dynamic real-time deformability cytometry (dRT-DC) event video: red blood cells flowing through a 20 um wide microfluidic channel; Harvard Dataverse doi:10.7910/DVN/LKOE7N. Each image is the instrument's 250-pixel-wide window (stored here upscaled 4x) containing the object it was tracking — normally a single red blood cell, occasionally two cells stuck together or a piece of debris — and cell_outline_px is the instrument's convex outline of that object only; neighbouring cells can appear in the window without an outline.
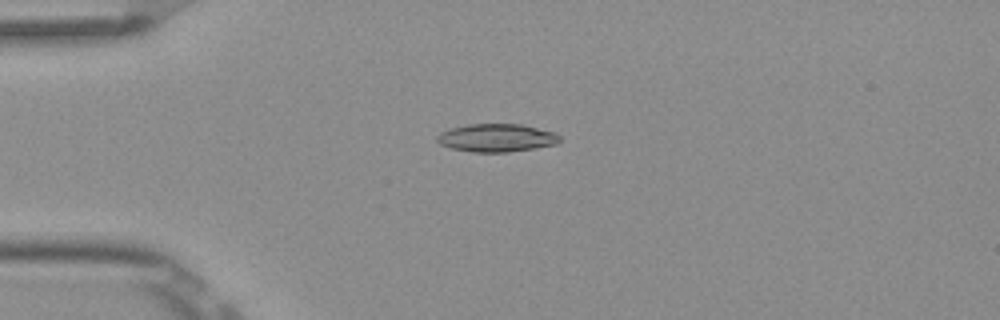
{"species": "Egyptian fruit bat (a non-hibernating species)", "species_latin": "Rousettus aegyptiacus", "temperature_condition": "room temperature", "stored_images_in_passage": 5, "camera_frame_rate_fps": 3000, "um_per_image_px": 0.085, "frame": {"image": 1, "passage_image": 4, "time_ms": 1.0, "image_size_px": [1000, 320], "cell_outline_px": [[560, 140], [556, 144], [536, 148], [508, 152], [472, 152], [452, 148], [440, 144], [436, 140], [436, 136], [440, 132], [452, 128], [468, 124], [524, 124], [552, 132], [560, 136]], "centroid_in_image_um": [42.2, 11.71], "position_along_channel_um": 42.8, "area_um2": 20.0}}